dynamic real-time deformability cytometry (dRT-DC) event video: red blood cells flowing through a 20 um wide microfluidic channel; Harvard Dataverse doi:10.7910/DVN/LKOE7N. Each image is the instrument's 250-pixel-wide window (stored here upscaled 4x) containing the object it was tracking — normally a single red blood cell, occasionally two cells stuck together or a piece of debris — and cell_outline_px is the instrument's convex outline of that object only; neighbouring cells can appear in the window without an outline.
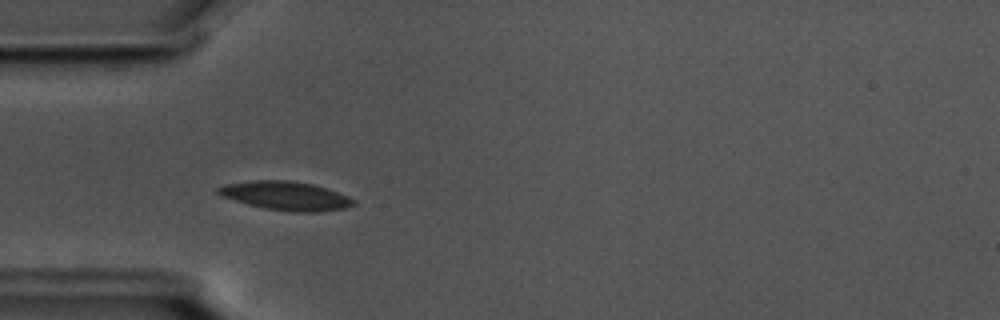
{"species": "common noctule bat (a hibernating species)", "species_latin": "Nyctalus noctula", "temperature_condition": "cold", "stored_images_in_passage": 26, "camera_frame_rate_fps": 3000, "um_per_image_px": 0.085, "animal": {"sex": "male", "body_mass_g": 17.5, "forearm_length_mm": 52.3}, "frame": {"image": 1, "passage_image": 5, "time_ms": 1.333, "image_size_px": [1000, 320], "cell_outline_px": [[356, 204], [344, 208], [320, 212], [288, 212], [264, 208], [248, 204], [224, 196], [216, 192], [216, 188], [224, 184], [252, 180], [288, 180], [312, 184], [348, 196], [356, 200]], "centroid_in_image_um": [24.3, 16.65], "position_along_channel_um": 60.7, "area_um2": 22.6}}
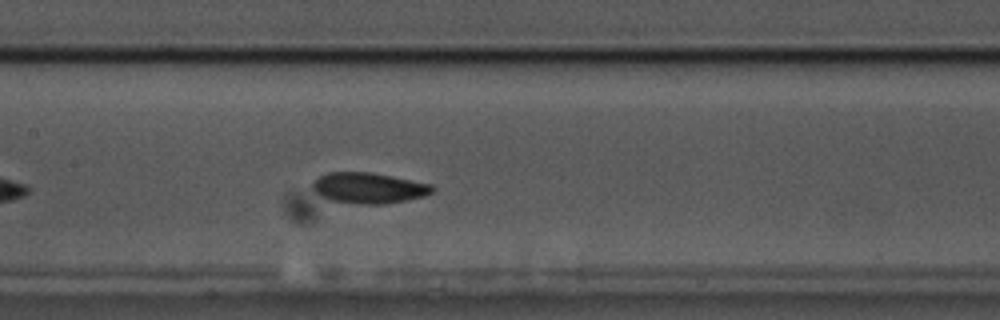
{"frame": {"image": 2, "passage_image": 15, "time_ms": 4.667, "image_size_px": [1000, 320], "cell_outline_px": [[436, 188], [432, 192], [424, 196], [384, 204], [360, 204], [328, 200], [320, 196], [312, 188], [312, 180], [328, 172], [372, 172], [432, 184]], "centroid_in_image_um": [31.31, 15.97], "position_along_channel_um": 176.1, "area_um2": 21.56}}